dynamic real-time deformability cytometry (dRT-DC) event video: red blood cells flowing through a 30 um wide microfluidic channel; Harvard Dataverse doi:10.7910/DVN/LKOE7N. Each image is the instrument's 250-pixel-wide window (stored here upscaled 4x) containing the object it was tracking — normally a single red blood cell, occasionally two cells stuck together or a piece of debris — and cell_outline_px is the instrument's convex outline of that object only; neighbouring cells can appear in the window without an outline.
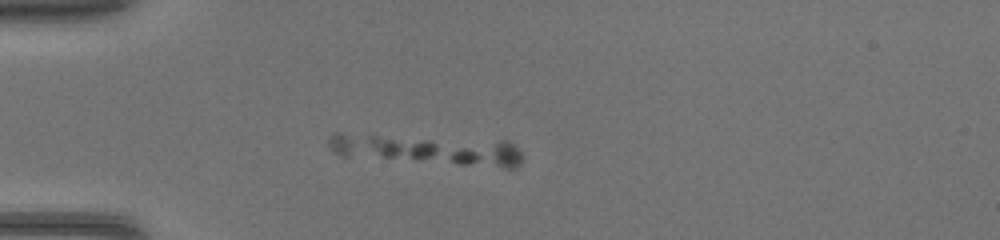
{"species": "common noctule bat (a hibernating species)", "species_latin": "Nyctalus noctula", "temperature_condition": "warm", "stored_images_in_passage": 6, "segment_of_instrument_passage": [2, 2], "camera_frame_rate_fps": 3000, "um_per_image_px": 0.085, "animal": {"sex": "female", "body_mass_g": 17.0, "forearm_length_mm": 48.0}, "frame": {"image": 1, "passage_image": 6, "time_ms": 1.667, "image_size_px": [1000, 240], "cell_outline_px": [[524, 156], [520, 164], [516, 168], [504, 168], [460, 164], [452, 160], [452, 152], [460, 148], [500, 140], [504, 140], [512, 144]], "centroid_in_image_um": [41.61, 13.19], "position_along_channel_um": 43.4, "area_um2": 10.58}}